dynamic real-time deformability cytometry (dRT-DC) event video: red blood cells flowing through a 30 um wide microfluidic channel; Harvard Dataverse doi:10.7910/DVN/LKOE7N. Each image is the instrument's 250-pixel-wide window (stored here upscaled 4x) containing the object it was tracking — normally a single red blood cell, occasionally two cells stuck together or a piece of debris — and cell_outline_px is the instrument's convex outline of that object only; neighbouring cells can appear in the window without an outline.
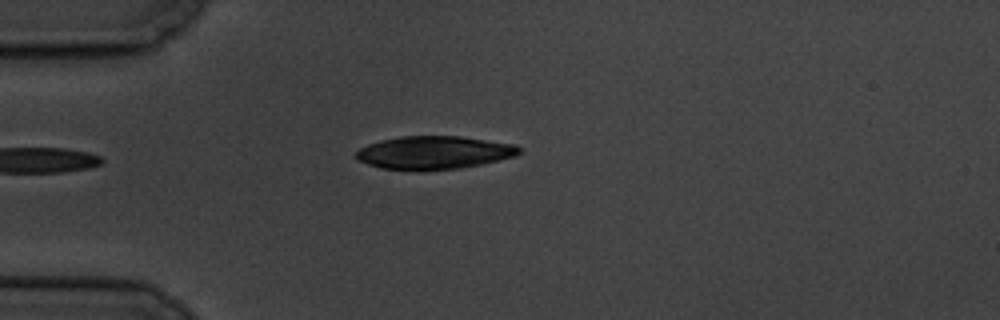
{"species": "common noctule bat (a hibernating species)", "species_latin": "Nyctalus noctula", "temperature_condition": "cold", "stored_images_in_passage": 5, "camera_frame_rate_fps": 3000, "um_per_image_px": 0.085, "animal": {"sex": "male", "body_mass_g": 19.5, "forearm_length_mm": 54.6}, "frame": {"image": 1, "passage_image": 5, "time_ms": 4.667, "image_size_px": [1000, 320], "cell_outline_px": [[520, 152], [516, 156], [480, 164], [460, 168], [380, 168], [356, 160], [356, 152], [360, 148], [368, 144], [380, 140], [400, 136], [460, 136], [516, 144], [520, 148]], "centroid_in_image_um": [36.9, 12.93], "position_along_channel_um": 48.1, "area_um2": 30.75}}